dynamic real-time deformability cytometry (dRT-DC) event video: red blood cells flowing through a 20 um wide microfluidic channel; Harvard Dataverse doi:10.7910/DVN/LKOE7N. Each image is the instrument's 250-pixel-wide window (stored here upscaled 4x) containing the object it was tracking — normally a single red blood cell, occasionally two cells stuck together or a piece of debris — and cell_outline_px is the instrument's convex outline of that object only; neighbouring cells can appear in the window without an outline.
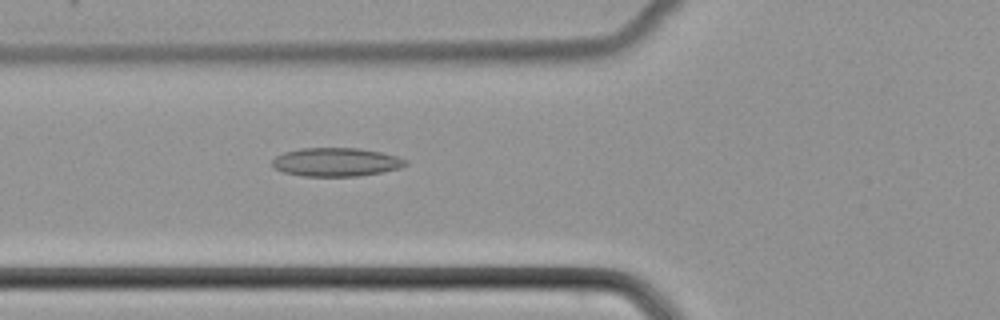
{"species": "common noctule bat (a hibernating species)", "species_latin": "Nyctalus noctula", "temperature_condition": "cold", "stored_images_in_passage": 32, "camera_frame_rate_fps": 3000, "um_per_image_px": 0.085, "animal": {"sex": "female", "body_mass_g": 22.7, "forearm_length_mm": 54.2}, "frame": {"image": 1, "passage_image": 4, "time_ms": 1.0, "image_size_px": [1000, 320], "cell_outline_px": [[408, 164], [400, 168], [360, 176], [304, 176], [284, 172], [276, 168], [272, 164], [272, 160], [276, 156], [284, 152], [300, 148], [360, 148], [380, 152], [396, 156], [408, 160]], "centroid_in_image_um": [28.58, 13.77], "position_along_channel_um": 97.2, "area_um2": 22.14}}
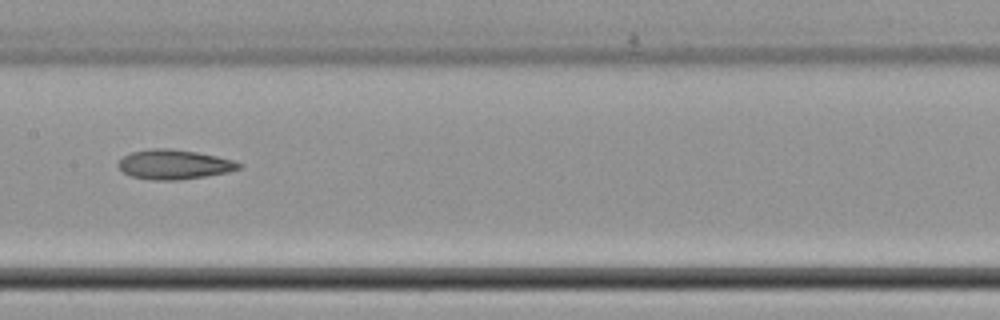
{"frame": {"image": 2, "passage_image": 11, "time_ms": 3.333, "image_size_px": [1000, 320], "cell_outline_px": [[244, 168], [228, 172], [180, 180], [152, 180], [132, 176], [124, 172], [116, 164], [124, 156], [132, 152], [152, 148], [168, 148], [196, 152], [236, 160], [244, 164]], "centroid_in_image_um": [14.86, 13.98], "position_along_channel_um": 192.5, "area_um2": 20.87}}
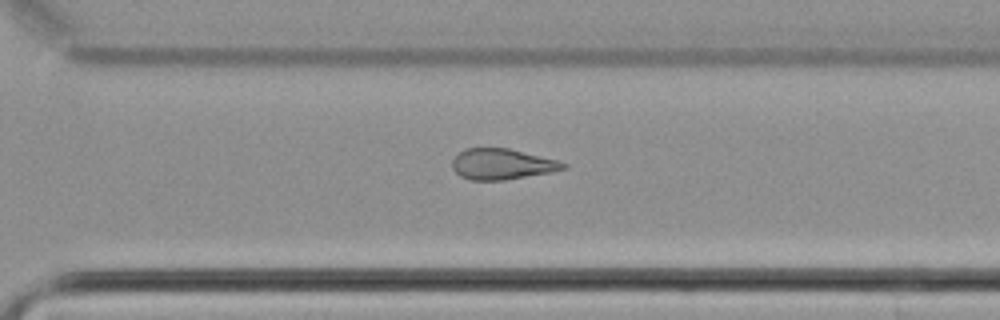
{"frame": {"image": 3, "passage_image": 21, "time_ms": 6.667, "image_size_px": [1000, 320], "cell_outline_px": [[568, 168], [552, 172], [504, 180], [472, 180], [460, 176], [452, 168], [452, 160], [460, 152], [468, 148], [508, 148], [556, 160], [568, 164]], "centroid_in_image_um": [42.68, 13.96], "position_along_channel_um": 327.9, "area_um2": 19.77}}